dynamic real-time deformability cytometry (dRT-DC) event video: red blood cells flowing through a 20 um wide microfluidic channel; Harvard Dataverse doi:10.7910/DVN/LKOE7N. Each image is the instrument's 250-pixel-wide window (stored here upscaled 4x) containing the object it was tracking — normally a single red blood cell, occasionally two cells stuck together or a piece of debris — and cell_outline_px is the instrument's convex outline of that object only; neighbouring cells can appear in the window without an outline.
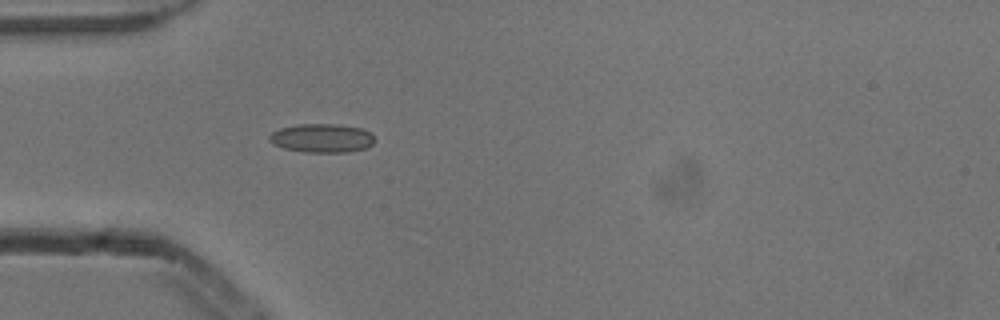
{"species": "common noctule bat (a hibernating species)", "species_latin": "Nyctalus noctula", "temperature_condition": "cold", "stored_images_in_passage": 4, "camera_frame_rate_fps": 3000, "um_per_image_px": 0.085, "animal": {"sex": "male", "body_mass_g": 13.3}, "frame": {"image": 1, "passage_image": 3, "time_ms": 0.667, "image_size_px": [1000, 320], "cell_outline_px": [[372, 144], [364, 148], [348, 152], [304, 152], [284, 148], [272, 144], [268, 140], [268, 136], [272, 132], [280, 128], [296, 124], [336, 124], [360, 128], [372, 132]], "centroid_in_image_um": [27.31, 11.73], "position_along_channel_um": 57.7, "area_um2": 17.63}}